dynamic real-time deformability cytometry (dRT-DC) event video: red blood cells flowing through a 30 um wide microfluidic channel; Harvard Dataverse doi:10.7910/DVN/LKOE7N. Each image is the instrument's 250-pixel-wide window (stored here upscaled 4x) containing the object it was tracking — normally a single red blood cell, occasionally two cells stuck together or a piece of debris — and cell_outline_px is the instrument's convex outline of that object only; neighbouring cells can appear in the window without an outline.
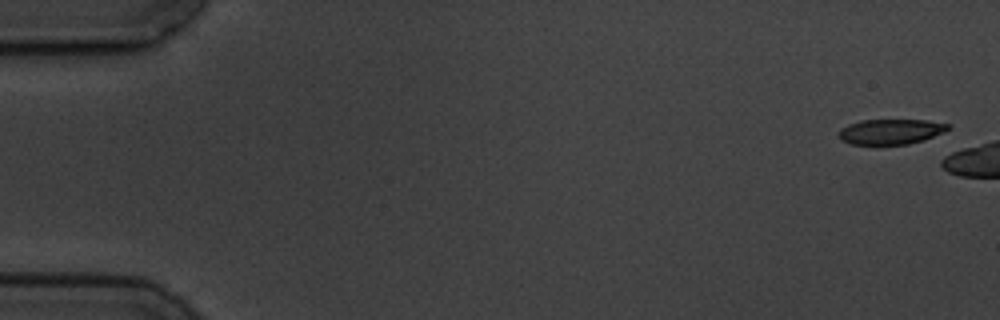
{"species": "common noctule bat (a hibernating species)", "species_latin": "Nyctalus noctula", "temperature_condition": "cold", "stored_images_in_passage": 3, "camera_frame_rate_fps": 3000, "um_per_image_px": 0.085, "animal": {"sex": "male", "body_mass_g": 19.5, "forearm_length_mm": 54.6}, "frame": {"image": 1, "passage_image": 1, "time_ms": 0.0, "image_size_px": [1000, 320], "cell_outline_px": [[952, 124], [944, 132], [924, 140], [908, 144], [852, 144], [840, 140], [836, 132], [840, 128], [848, 124], [860, 120], [924, 120]], "centroid_in_image_um": [75.67, 11.18], "position_along_channel_um": 9.3, "area_um2": 16.18}}